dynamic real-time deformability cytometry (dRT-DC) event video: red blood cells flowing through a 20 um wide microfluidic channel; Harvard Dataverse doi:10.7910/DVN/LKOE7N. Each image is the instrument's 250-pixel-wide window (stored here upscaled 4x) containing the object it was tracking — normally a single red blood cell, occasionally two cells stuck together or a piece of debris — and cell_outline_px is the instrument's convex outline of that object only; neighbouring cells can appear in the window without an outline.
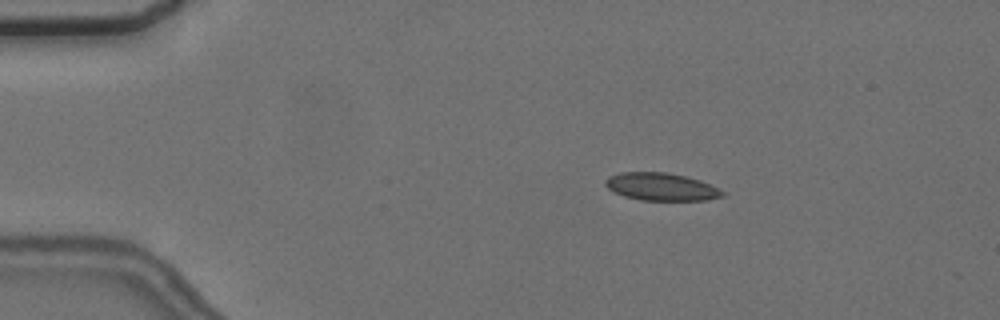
{"species": "common noctule bat (a hibernating species)", "species_latin": "Nyctalus noctula", "temperature_condition": "cold", "stored_images_in_passage": 4, "camera_frame_rate_fps": 3000, "um_per_image_px": 0.085, "animal": {"sex": "female", "body_mass_g": 24.6, "forearm_length_mm": 56.2}, "frame": {"image": 1, "passage_image": 2, "time_ms": 1.333, "image_size_px": [1000, 320], "cell_outline_px": [[724, 196], [708, 200], [640, 200], [624, 196], [608, 188], [604, 184], [604, 180], [608, 176], [620, 172], [668, 172], [700, 180], [724, 192]], "centroid_in_image_um": [56.17, 15.87], "position_along_channel_um": 28.8, "area_um2": 18.79}}